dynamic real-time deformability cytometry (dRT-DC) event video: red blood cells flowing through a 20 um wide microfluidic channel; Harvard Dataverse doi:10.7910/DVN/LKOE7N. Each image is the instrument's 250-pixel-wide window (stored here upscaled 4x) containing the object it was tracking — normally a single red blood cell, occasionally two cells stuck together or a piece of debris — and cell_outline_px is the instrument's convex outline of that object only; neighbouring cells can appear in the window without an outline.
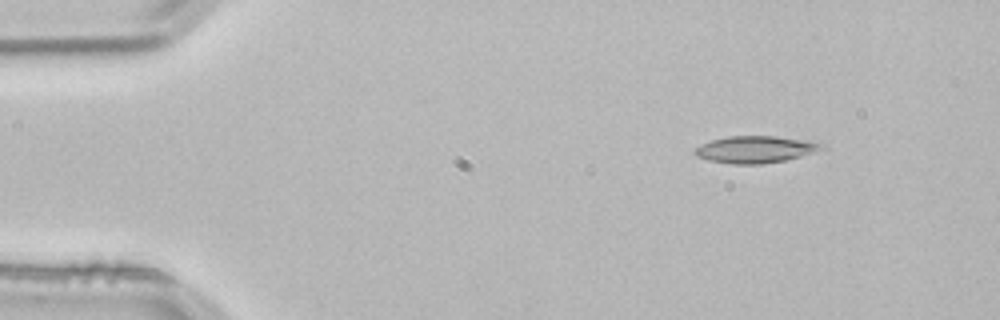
{"species": "common noctule bat (a hibernating species)", "species_latin": "Nyctalus noctula", "temperature_condition": "room temperature", "stored_images_in_passage": 3, "camera_frame_rate_fps": 3000, "um_per_image_px": 0.085, "animal": {"sex": "male", "body_mass_g": 21.5, "forearm_length_mm": 52.0}, "frame": {"image": 1, "passage_image": 1, "time_ms": 0.0, "image_size_px": [1000, 320], "cell_outline_px": [[824, 148], [800, 156], [784, 160], [760, 164], [732, 164], [708, 160], [696, 156], [692, 152], [696, 148], [712, 140], [728, 136], [776, 136], [820, 140]], "centroid_in_image_um": [64.25, 12.68], "position_along_channel_um": 20.7, "area_um2": 20.0}}
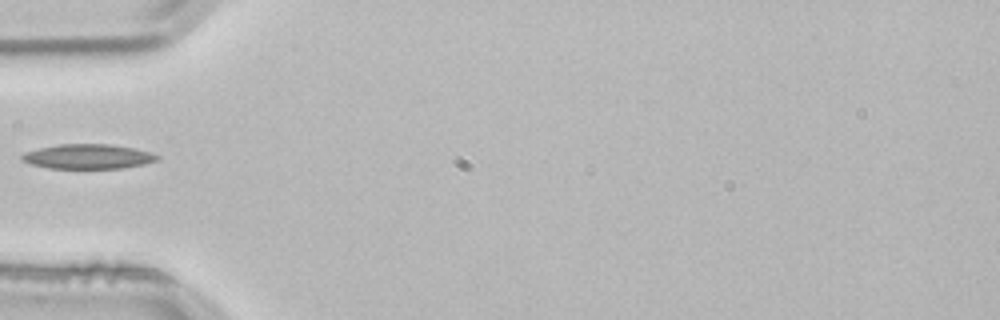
{"frame": {"image": 2, "passage_image": 3, "time_ms": 0.667, "image_size_px": [1000, 320], "cell_outline_px": [[160, 156], [156, 160], [144, 164], [124, 168], [48, 168], [28, 164], [20, 160], [20, 156], [24, 152], [56, 144], [108, 144], [132, 148], [148, 152]], "centroid_in_image_um": [7.4, 13.31], "position_along_channel_um": 77.6, "area_um2": 19.42}}